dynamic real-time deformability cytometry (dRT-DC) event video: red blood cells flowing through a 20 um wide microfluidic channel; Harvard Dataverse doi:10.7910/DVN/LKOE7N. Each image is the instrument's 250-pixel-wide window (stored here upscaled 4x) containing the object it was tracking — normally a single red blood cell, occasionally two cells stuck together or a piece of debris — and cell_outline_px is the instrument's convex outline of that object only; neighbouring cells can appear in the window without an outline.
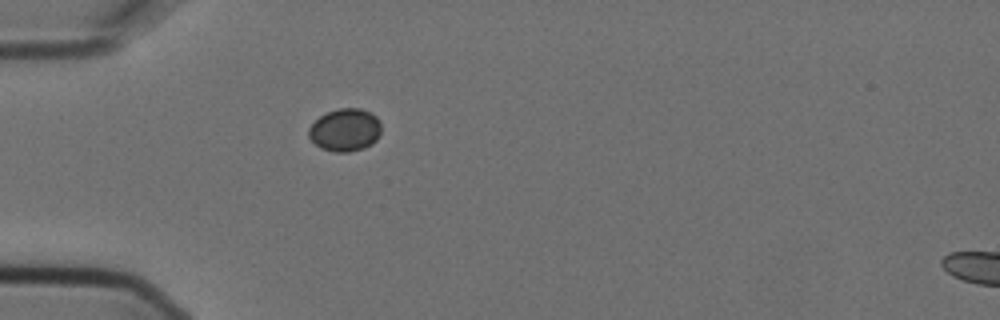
{"species": "Egyptian fruit bat (a non-hibernating species)", "species_latin": "Rousettus aegyptiacus", "temperature_condition": "cold", "stored_images_in_passage": 1, "camera_frame_rate_fps": 3000, "um_per_image_px": 0.085, "animal": {"sex": "female"}, "frame": {"image": 1, "passage_image": 1, "time_ms": 0.0, "image_size_px": [1000, 320], "cell_outline_px": [[380, 136], [372, 144], [364, 148], [348, 152], [336, 152], [320, 148], [308, 136], [308, 128], [320, 116], [328, 112], [340, 108], [360, 108], [372, 112], [380, 120]], "centroid_in_image_um": [29.35, 11.04], "position_along_channel_um": 55.6, "area_um2": 18.15}}